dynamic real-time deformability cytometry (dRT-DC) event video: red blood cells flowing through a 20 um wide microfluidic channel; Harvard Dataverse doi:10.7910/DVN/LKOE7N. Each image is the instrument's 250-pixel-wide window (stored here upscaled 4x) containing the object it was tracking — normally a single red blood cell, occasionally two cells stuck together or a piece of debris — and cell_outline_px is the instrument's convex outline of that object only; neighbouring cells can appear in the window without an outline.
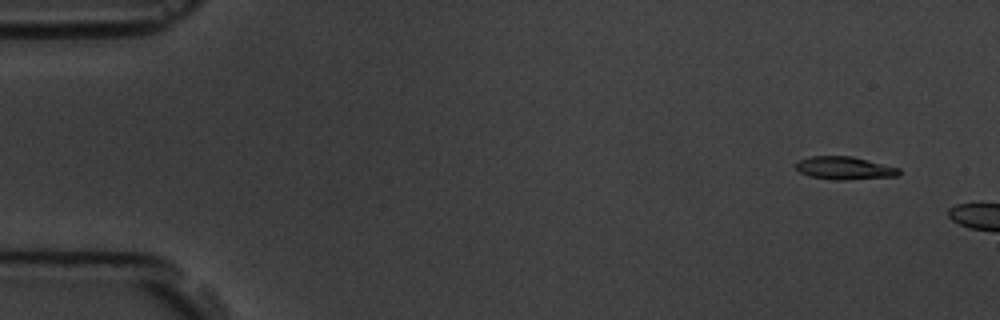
{"species": "common noctule bat (a hibernating species)", "species_latin": "Nyctalus noctula", "temperature_condition": "room temperature", "stored_images_in_passage": 3, "camera_frame_rate_fps": 3000, "um_per_image_px": 0.085, "animal": {"sex": "male", "body_mass_g": 19.5, "forearm_length_mm": 54.6}, "frame": {"image": 1, "passage_image": 1, "time_ms": 0.0, "image_size_px": [1000, 320], "cell_outline_px": [[900, 172], [896, 176], [848, 180], [836, 180], [812, 176], [800, 172], [796, 168], [796, 160], [808, 156], [852, 156], [900, 168]], "centroid_in_image_um": [71.76, 14.28], "position_along_channel_um": 13.2, "area_um2": 13.76}}